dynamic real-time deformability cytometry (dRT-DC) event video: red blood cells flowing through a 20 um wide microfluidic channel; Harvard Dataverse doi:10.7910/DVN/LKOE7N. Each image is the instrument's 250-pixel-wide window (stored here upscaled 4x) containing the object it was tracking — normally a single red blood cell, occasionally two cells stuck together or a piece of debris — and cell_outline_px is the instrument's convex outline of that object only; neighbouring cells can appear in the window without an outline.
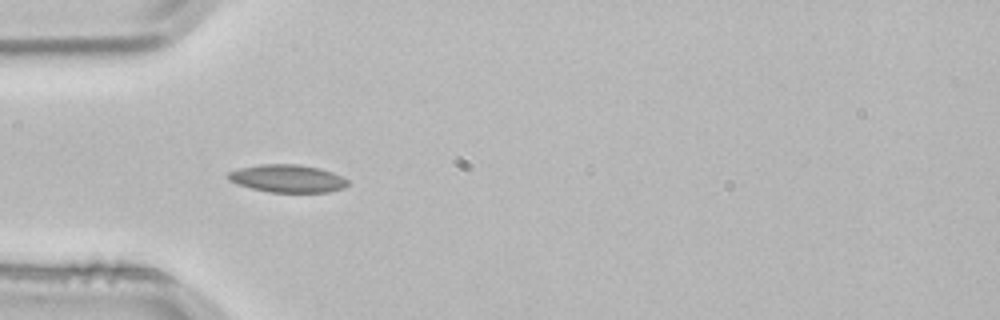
{"species": "common noctule bat (a hibernating species)", "species_latin": "Nyctalus noctula", "temperature_condition": "room temperature", "stored_images_in_passage": 5, "camera_frame_rate_fps": 3000, "um_per_image_px": 0.085, "animal": {"sex": "male", "body_mass_g": 21.5, "forearm_length_mm": 52.0}, "frame": {"image": 1, "passage_image": 4, "time_ms": 1.0, "image_size_px": [1000, 320], "cell_outline_px": [[348, 184], [344, 188], [328, 192], [268, 192], [236, 184], [228, 180], [224, 176], [228, 172], [240, 168], [260, 164], [296, 164], [316, 168], [332, 172], [348, 180]], "centroid_in_image_um": [24.38, 15.18], "position_along_channel_um": 60.6, "area_um2": 19.31}}